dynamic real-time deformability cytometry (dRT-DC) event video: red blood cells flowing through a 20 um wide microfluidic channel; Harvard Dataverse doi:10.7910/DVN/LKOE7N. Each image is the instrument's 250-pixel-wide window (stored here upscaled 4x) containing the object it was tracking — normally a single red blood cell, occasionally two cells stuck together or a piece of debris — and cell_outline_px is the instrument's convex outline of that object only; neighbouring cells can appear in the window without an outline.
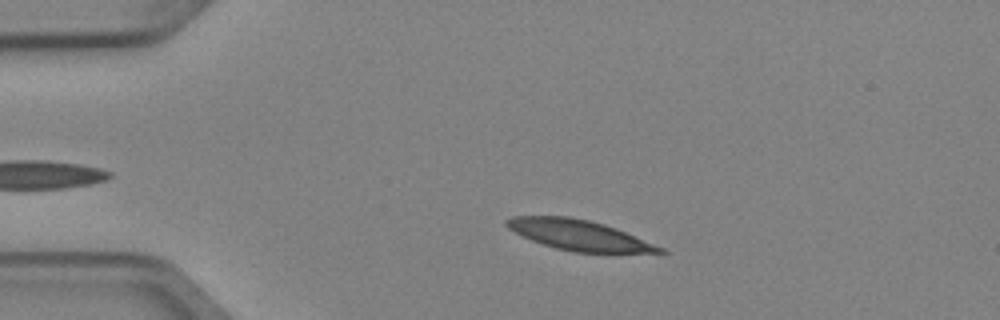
{"species": "Egyptian fruit bat (a non-hibernating species)", "species_latin": "Rousettus aegyptiacus", "temperature_condition": "cold", "stored_images_in_passage": 3, "camera_frame_rate_fps": 3000, "um_per_image_px": 0.085, "animal": {"sex": "female"}, "frame": {"image": 1, "passage_image": 2, "time_ms": 0.333, "image_size_px": [1000, 320], "cell_outline_px": [[668, 252], [572, 252], [556, 248], [532, 240], [508, 228], [504, 224], [508, 220], [516, 216], [568, 216], [588, 220], [604, 224], [664, 248]], "centroid_in_image_um": [49.18, 19.97], "position_along_channel_um": 35.8, "area_um2": 26.24}}